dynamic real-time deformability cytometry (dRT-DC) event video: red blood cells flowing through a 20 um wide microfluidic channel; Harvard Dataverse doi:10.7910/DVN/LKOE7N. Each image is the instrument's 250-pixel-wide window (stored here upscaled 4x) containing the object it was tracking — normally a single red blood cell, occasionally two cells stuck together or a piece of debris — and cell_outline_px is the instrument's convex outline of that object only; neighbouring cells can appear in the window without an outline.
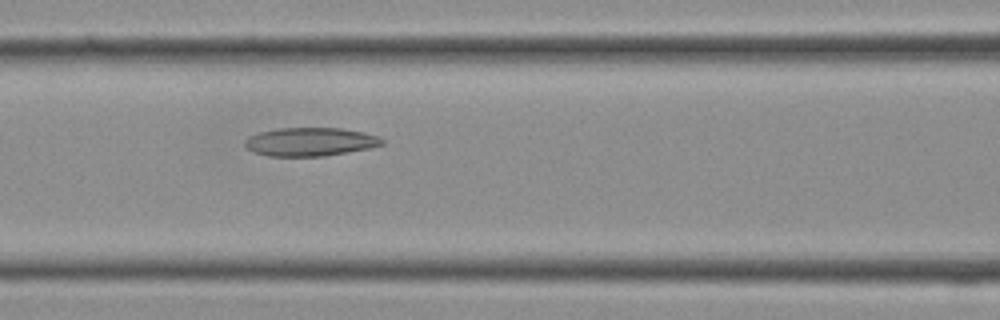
{"species": "Egyptian fruit bat (a non-hibernating species)", "species_latin": "Rousettus aegyptiacus", "temperature_condition": "cold", "stored_images_in_passage": 6, "camera_frame_rate_fps": 3000, "um_per_image_px": 0.085, "frame": {"image": 1, "passage_image": 6, "time_ms": 1.667, "image_size_px": [1000, 320], "cell_outline_px": [[384, 144], [372, 148], [324, 156], [268, 156], [252, 152], [244, 144], [244, 140], [248, 136], [260, 132], [276, 128], [340, 128], [364, 132], [380, 136], [384, 140]], "centroid_in_image_um": [26.38, 12.05], "position_along_channel_um": 140.2, "area_um2": 23.0}}